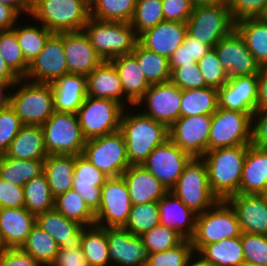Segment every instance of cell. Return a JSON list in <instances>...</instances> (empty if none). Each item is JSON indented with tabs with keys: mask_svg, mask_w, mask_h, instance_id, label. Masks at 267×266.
I'll use <instances>...</instances> for the list:
<instances>
[{
	"mask_svg": "<svg viewBox=\"0 0 267 266\" xmlns=\"http://www.w3.org/2000/svg\"><path fill=\"white\" fill-rule=\"evenodd\" d=\"M248 146L208 150L201 157L206 164L210 189L219 200H227L239 193Z\"/></svg>",
	"mask_w": 267,
	"mask_h": 266,
	"instance_id": "cell-1",
	"label": "cell"
},
{
	"mask_svg": "<svg viewBox=\"0 0 267 266\" xmlns=\"http://www.w3.org/2000/svg\"><path fill=\"white\" fill-rule=\"evenodd\" d=\"M119 131L123 134L130 165H141L149 154L169 139L168 127L142 112L124 109Z\"/></svg>",
	"mask_w": 267,
	"mask_h": 266,
	"instance_id": "cell-2",
	"label": "cell"
},
{
	"mask_svg": "<svg viewBox=\"0 0 267 266\" xmlns=\"http://www.w3.org/2000/svg\"><path fill=\"white\" fill-rule=\"evenodd\" d=\"M13 86L17 89L9 92L10 107L22 124L42 126L55 112L51 84L20 78Z\"/></svg>",
	"mask_w": 267,
	"mask_h": 266,
	"instance_id": "cell-3",
	"label": "cell"
},
{
	"mask_svg": "<svg viewBox=\"0 0 267 266\" xmlns=\"http://www.w3.org/2000/svg\"><path fill=\"white\" fill-rule=\"evenodd\" d=\"M83 31L103 61L133 52L138 36L130 23L102 21L90 17Z\"/></svg>",
	"mask_w": 267,
	"mask_h": 266,
	"instance_id": "cell-4",
	"label": "cell"
},
{
	"mask_svg": "<svg viewBox=\"0 0 267 266\" xmlns=\"http://www.w3.org/2000/svg\"><path fill=\"white\" fill-rule=\"evenodd\" d=\"M30 16L52 33L83 30L90 18L88 0H38Z\"/></svg>",
	"mask_w": 267,
	"mask_h": 266,
	"instance_id": "cell-5",
	"label": "cell"
},
{
	"mask_svg": "<svg viewBox=\"0 0 267 266\" xmlns=\"http://www.w3.org/2000/svg\"><path fill=\"white\" fill-rule=\"evenodd\" d=\"M237 214L227 200H218L196 217L195 232L190 239L196 254L203 246L241 236Z\"/></svg>",
	"mask_w": 267,
	"mask_h": 266,
	"instance_id": "cell-6",
	"label": "cell"
},
{
	"mask_svg": "<svg viewBox=\"0 0 267 266\" xmlns=\"http://www.w3.org/2000/svg\"><path fill=\"white\" fill-rule=\"evenodd\" d=\"M187 34L213 48L235 29L227 1L194 6L186 22Z\"/></svg>",
	"mask_w": 267,
	"mask_h": 266,
	"instance_id": "cell-7",
	"label": "cell"
},
{
	"mask_svg": "<svg viewBox=\"0 0 267 266\" xmlns=\"http://www.w3.org/2000/svg\"><path fill=\"white\" fill-rule=\"evenodd\" d=\"M170 191L197 215L219 200L210 189L206 164L201 157L190 159Z\"/></svg>",
	"mask_w": 267,
	"mask_h": 266,
	"instance_id": "cell-8",
	"label": "cell"
},
{
	"mask_svg": "<svg viewBox=\"0 0 267 266\" xmlns=\"http://www.w3.org/2000/svg\"><path fill=\"white\" fill-rule=\"evenodd\" d=\"M48 155H81L86 139L75 113L54 112L42 125Z\"/></svg>",
	"mask_w": 267,
	"mask_h": 266,
	"instance_id": "cell-9",
	"label": "cell"
},
{
	"mask_svg": "<svg viewBox=\"0 0 267 266\" xmlns=\"http://www.w3.org/2000/svg\"><path fill=\"white\" fill-rule=\"evenodd\" d=\"M124 107L111 99L86 96L76 112L86 140L119 131Z\"/></svg>",
	"mask_w": 267,
	"mask_h": 266,
	"instance_id": "cell-10",
	"label": "cell"
},
{
	"mask_svg": "<svg viewBox=\"0 0 267 266\" xmlns=\"http://www.w3.org/2000/svg\"><path fill=\"white\" fill-rule=\"evenodd\" d=\"M82 155L107 177H120L131 165L120 131L86 140Z\"/></svg>",
	"mask_w": 267,
	"mask_h": 266,
	"instance_id": "cell-11",
	"label": "cell"
},
{
	"mask_svg": "<svg viewBox=\"0 0 267 266\" xmlns=\"http://www.w3.org/2000/svg\"><path fill=\"white\" fill-rule=\"evenodd\" d=\"M252 115L218 107L212 115L208 150L250 145Z\"/></svg>",
	"mask_w": 267,
	"mask_h": 266,
	"instance_id": "cell-12",
	"label": "cell"
},
{
	"mask_svg": "<svg viewBox=\"0 0 267 266\" xmlns=\"http://www.w3.org/2000/svg\"><path fill=\"white\" fill-rule=\"evenodd\" d=\"M101 193L100 208L95 213V225L102 228L124 227L132 207L124 178H108L101 188Z\"/></svg>",
	"mask_w": 267,
	"mask_h": 266,
	"instance_id": "cell-13",
	"label": "cell"
},
{
	"mask_svg": "<svg viewBox=\"0 0 267 266\" xmlns=\"http://www.w3.org/2000/svg\"><path fill=\"white\" fill-rule=\"evenodd\" d=\"M192 157L170 139L157 146L141 164L170 191Z\"/></svg>",
	"mask_w": 267,
	"mask_h": 266,
	"instance_id": "cell-14",
	"label": "cell"
},
{
	"mask_svg": "<svg viewBox=\"0 0 267 266\" xmlns=\"http://www.w3.org/2000/svg\"><path fill=\"white\" fill-rule=\"evenodd\" d=\"M212 115L180 117L169 128V139L191 157H202L208 151Z\"/></svg>",
	"mask_w": 267,
	"mask_h": 266,
	"instance_id": "cell-15",
	"label": "cell"
},
{
	"mask_svg": "<svg viewBox=\"0 0 267 266\" xmlns=\"http://www.w3.org/2000/svg\"><path fill=\"white\" fill-rule=\"evenodd\" d=\"M213 48L228 78L258 75L261 67L236 29L224 36Z\"/></svg>",
	"mask_w": 267,
	"mask_h": 266,
	"instance_id": "cell-16",
	"label": "cell"
},
{
	"mask_svg": "<svg viewBox=\"0 0 267 266\" xmlns=\"http://www.w3.org/2000/svg\"><path fill=\"white\" fill-rule=\"evenodd\" d=\"M182 91L171 81L151 84L136 105H141L145 101L146 110H142V113L169 128L180 118Z\"/></svg>",
	"mask_w": 267,
	"mask_h": 266,
	"instance_id": "cell-17",
	"label": "cell"
},
{
	"mask_svg": "<svg viewBox=\"0 0 267 266\" xmlns=\"http://www.w3.org/2000/svg\"><path fill=\"white\" fill-rule=\"evenodd\" d=\"M65 74H68V67L64 53L62 33H52L48 37L42 51L29 64L25 79L51 84Z\"/></svg>",
	"mask_w": 267,
	"mask_h": 266,
	"instance_id": "cell-18",
	"label": "cell"
},
{
	"mask_svg": "<svg viewBox=\"0 0 267 266\" xmlns=\"http://www.w3.org/2000/svg\"><path fill=\"white\" fill-rule=\"evenodd\" d=\"M106 235L110 262L113 266H138L148 262L150 253L144 247L140 236L133 235L123 227L106 228Z\"/></svg>",
	"mask_w": 267,
	"mask_h": 266,
	"instance_id": "cell-19",
	"label": "cell"
},
{
	"mask_svg": "<svg viewBox=\"0 0 267 266\" xmlns=\"http://www.w3.org/2000/svg\"><path fill=\"white\" fill-rule=\"evenodd\" d=\"M258 75L236 76L218 89L219 107L253 114L257 110Z\"/></svg>",
	"mask_w": 267,
	"mask_h": 266,
	"instance_id": "cell-20",
	"label": "cell"
},
{
	"mask_svg": "<svg viewBox=\"0 0 267 266\" xmlns=\"http://www.w3.org/2000/svg\"><path fill=\"white\" fill-rule=\"evenodd\" d=\"M62 38L68 73L88 76L103 62L83 30L63 32Z\"/></svg>",
	"mask_w": 267,
	"mask_h": 266,
	"instance_id": "cell-21",
	"label": "cell"
},
{
	"mask_svg": "<svg viewBox=\"0 0 267 266\" xmlns=\"http://www.w3.org/2000/svg\"><path fill=\"white\" fill-rule=\"evenodd\" d=\"M235 210L242 233L267 236V197L265 194H235L227 199Z\"/></svg>",
	"mask_w": 267,
	"mask_h": 266,
	"instance_id": "cell-22",
	"label": "cell"
},
{
	"mask_svg": "<svg viewBox=\"0 0 267 266\" xmlns=\"http://www.w3.org/2000/svg\"><path fill=\"white\" fill-rule=\"evenodd\" d=\"M108 178L82 154L76 155L72 190L80 195L94 213L100 208L101 188Z\"/></svg>",
	"mask_w": 267,
	"mask_h": 266,
	"instance_id": "cell-23",
	"label": "cell"
},
{
	"mask_svg": "<svg viewBox=\"0 0 267 266\" xmlns=\"http://www.w3.org/2000/svg\"><path fill=\"white\" fill-rule=\"evenodd\" d=\"M187 34L186 23L162 21L138 36V43L145 49L168 59L183 44Z\"/></svg>",
	"mask_w": 267,
	"mask_h": 266,
	"instance_id": "cell-24",
	"label": "cell"
},
{
	"mask_svg": "<svg viewBox=\"0 0 267 266\" xmlns=\"http://www.w3.org/2000/svg\"><path fill=\"white\" fill-rule=\"evenodd\" d=\"M36 225V216L24 207L0 208V248H20Z\"/></svg>",
	"mask_w": 267,
	"mask_h": 266,
	"instance_id": "cell-25",
	"label": "cell"
},
{
	"mask_svg": "<svg viewBox=\"0 0 267 266\" xmlns=\"http://www.w3.org/2000/svg\"><path fill=\"white\" fill-rule=\"evenodd\" d=\"M36 225L56 241L59 249H73L81 246L83 226L69 220L55 208L37 215Z\"/></svg>",
	"mask_w": 267,
	"mask_h": 266,
	"instance_id": "cell-26",
	"label": "cell"
},
{
	"mask_svg": "<svg viewBox=\"0 0 267 266\" xmlns=\"http://www.w3.org/2000/svg\"><path fill=\"white\" fill-rule=\"evenodd\" d=\"M121 176L127 184L132 205L158 202L168 192L142 165H131Z\"/></svg>",
	"mask_w": 267,
	"mask_h": 266,
	"instance_id": "cell-27",
	"label": "cell"
},
{
	"mask_svg": "<svg viewBox=\"0 0 267 266\" xmlns=\"http://www.w3.org/2000/svg\"><path fill=\"white\" fill-rule=\"evenodd\" d=\"M160 224L177 231L185 239H191L195 232L196 217L182 201L168 191L158 202Z\"/></svg>",
	"mask_w": 267,
	"mask_h": 266,
	"instance_id": "cell-28",
	"label": "cell"
},
{
	"mask_svg": "<svg viewBox=\"0 0 267 266\" xmlns=\"http://www.w3.org/2000/svg\"><path fill=\"white\" fill-rule=\"evenodd\" d=\"M51 86L54 110L76 114L87 96V76L68 73L57 78Z\"/></svg>",
	"mask_w": 267,
	"mask_h": 266,
	"instance_id": "cell-29",
	"label": "cell"
},
{
	"mask_svg": "<svg viewBox=\"0 0 267 266\" xmlns=\"http://www.w3.org/2000/svg\"><path fill=\"white\" fill-rule=\"evenodd\" d=\"M267 191V149L248 146L239 193L265 194Z\"/></svg>",
	"mask_w": 267,
	"mask_h": 266,
	"instance_id": "cell-30",
	"label": "cell"
},
{
	"mask_svg": "<svg viewBox=\"0 0 267 266\" xmlns=\"http://www.w3.org/2000/svg\"><path fill=\"white\" fill-rule=\"evenodd\" d=\"M87 95L114 100L125 108L122 82L110 61H103L87 76Z\"/></svg>",
	"mask_w": 267,
	"mask_h": 266,
	"instance_id": "cell-31",
	"label": "cell"
},
{
	"mask_svg": "<svg viewBox=\"0 0 267 266\" xmlns=\"http://www.w3.org/2000/svg\"><path fill=\"white\" fill-rule=\"evenodd\" d=\"M121 79L127 103L136 106L150 88L141 68L132 54L117 56L110 60Z\"/></svg>",
	"mask_w": 267,
	"mask_h": 266,
	"instance_id": "cell-32",
	"label": "cell"
},
{
	"mask_svg": "<svg viewBox=\"0 0 267 266\" xmlns=\"http://www.w3.org/2000/svg\"><path fill=\"white\" fill-rule=\"evenodd\" d=\"M4 154L21 160H45L48 154L44 146L42 126L23 125Z\"/></svg>",
	"mask_w": 267,
	"mask_h": 266,
	"instance_id": "cell-33",
	"label": "cell"
},
{
	"mask_svg": "<svg viewBox=\"0 0 267 266\" xmlns=\"http://www.w3.org/2000/svg\"><path fill=\"white\" fill-rule=\"evenodd\" d=\"M76 156L48 155L44 161L51 194L54 198L72 189Z\"/></svg>",
	"mask_w": 267,
	"mask_h": 266,
	"instance_id": "cell-34",
	"label": "cell"
},
{
	"mask_svg": "<svg viewBox=\"0 0 267 266\" xmlns=\"http://www.w3.org/2000/svg\"><path fill=\"white\" fill-rule=\"evenodd\" d=\"M235 29L260 67L267 66V20L262 17L245 18L235 22Z\"/></svg>",
	"mask_w": 267,
	"mask_h": 266,
	"instance_id": "cell-35",
	"label": "cell"
},
{
	"mask_svg": "<svg viewBox=\"0 0 267 266\" xmlns=\"http://www.w3.org/2000/svg\"><path fill=\"white\" fill-rule=\"evenodd\" d=\"M196 254L213 266H238L245 262L240 236L205 245Z\"/></svg>",
	"mask_w": 267,
	"mask_h": 266,
	"instance_id": "cell-36",
	"label": "cell"
},
{
	"mask_svg": "<svg viewBox=\"0 0 267 266\" xmlns=\"http://www.w3.org/2000/svg\"><path fill=\"white\" fill-rule=\"evenodd\" d=\"M219 107L218 89L203 87L182 91L180 117L213 115Z\"/></svg>",
	"mask_w": 267,
	"mask_h": 266,
	"instance_id": "cell-37",
	"label": "cell"
},
{
	"mask_svg": "<svg viewBox=\"0 0 267 266\" xmlns=\"http://www.w3.org/2000/svg\"><path fill=\"white\" fill-rule=\"evenodd\" d=\"M45 160H21L0 155V178L18 186H24L44 172Z\"/></svg>",
	"mask_w": 267,
	"mask_h": 266,
	"instance_id": "cell-38",
	"label": "cell"
},
{
	"mask_svg": "<svg viewBox=\"0 0 267 266\" xmlns=\"http://www.w3.org/2000/svg\"><path fill=\"white\" fill-rule=\"evenodd\" d=\"M106 228L83 227L81 249L90 266H110Z\"/></svg>",
	"mask_w": 267,
	"mask_h": 266,
	"instance_id": "cell-39",
	"label": "cell"
},
{
	"mask_svg": "<svg viewBox=\"0 0 267 266\" xmlns=\"http://www.w3.org/2000/svg\"><path fill=\"white\" fill-rule=\"evenodd\" d=\"M131 54L136 58L141 71L150 85L170 81L171 71L167 57L149 51L139 43L136 44Z\"/></svg>",
	"mask_w": 267,
	"mask_h": 266,
	"instance_id": "cell-40",
	"label": "cell"
},
{
	"mask_svg": "<svg viewBox=\"0 0 267 266\" xmlns=\"http://www.w3.org/2000/svg\"><path fill=\"white\" fill-rule=\"evenodd\" d=\"M23 188L24 208L31 214L37 216L54 208L55 198L44 172L28 181Z\"/></svg>",
	"mask_w": 267,
	"mask_h": 266,
	"instance_id": "cell-41",
	"label": "cell"
},
{
	"mask_svg": "<svg viewBox=\"0 0 267 266\" xmlns=\"http://www.w3.org/2000/svg\"><path fill=\"white\" fill-rule=\"evenodd\" d=\"M90 17L113 22L130 23L136 0H88Z\"/></svg>",
	"mask_w": 267,
	"mask_h": 266,
	"instance_id": "cell-42",
	"label": "cell"
},
{
	"mask_svg": "<svg viewBox=\"0 0 267 266\" xmlns=\"http://www.w3.org/2000/svg\"><path fill=\"white\" fill-rule=\"evenodd\" d=\"M54 208L69 220L83 227L95 225V213L87 206L80 195L72 189L55 198Z\"/></svg>",
	"mask_w": 267,
	"mask_h": 266,
	"instance_id": "cell-43",
	"label": "cell"
},
{
	"mask_svg": "<svg viewBox=\"0 0 267 266\" xmlns=\"http://www.w3.org/2000/svg\"><path fill=\"white\" fill-rule=\"evenodd\" d=\"M20 248L42 266H50L55 260L59 246L47 232L35 225Z\"/></svg>",
	"mask_w": 267,
	"mask_h": 266,
	"instance_id": "cell-44",
	"label": "cell"
},
{
	"mask_svg": "<svg viewBox=\"0 0 267 266\" xmlns=\"http://www.w3.org/2000/svg\"><path fill=\"white\" fill-rule=\"evenodd\" d=\"M14 26L12 30L16 33L18 44L21 47L25 61L30 64L42 51L48 37L52 34L50 30L40 24Z\"/></svg>",
	"mask_w": 267,
	"mask_h": 266,
	"instance_id": "cell-45",
	"label": "cell"
},
{
	"mask_svg": "<svg viewBox=\"0 0 267 266\" xmlns=\"http://www.w3.org/2000/svg\"><path fill=\"white\" fill-rule=\"evenodd\" d=\"M160 224V212L157 202L132 205L128 220L123 227L136 236Z\"/></svg>",
	"mask_w": 267,
	"mask_h": 266,
	"instance_id": "cell-46",
	"label": "cell"
},
{
	"mask_svg": "<svg viewBox=\"0 0 267 266\" xmlns=\"http://www.w3.org/2000/svg\"><path fill=\"white\" fill-rule=\"evenodd\" d=\"M0 55L19 78H25L29 64L25 61L16 33L12 29L0 31Z\"/></svg>",
	"mask_w": 267,
	"mask_h": 266,
	"instance_id": "cell-47",
	"label": "cell"
},
{
	"mask_svg": "<svg viewBox=\"0 0 267 266\" xmlns=\"http://www.w3.org/2000/svg\"><path fill=\"white\" fill-rule=\"evenodd\" d=\"M162 21H164V14L161 0H136L130 24L137 36Z\"/></svg>",
	"mask_w": 267,
	"mask_h": 266,
	"instance_id": "cell-48",
	"label": "cell"
},
{
	"mask_svg": "<svg viewBox=\"0 0 267 266\" xmlns=\"http://www.w3.org/2000/svg\"><path fill=\"white\" fill-rule=\"evenodd\" d=\"M140 237L149 253H158L172 249L185 240L177 231L161 224L146 231Z\"/></svg>",
	"mask_w": 267,
	"mask_h": 266,
	"instance_id": "cell-49",
	"label": "cell"
},
{
	"mask_svg": "<svg viewBox=\"0 0 267 266\" xmlns=\"http://www.w3.org/2000/svg\"><path fill=\"white\" fill-rule=\"evenodd\" d=\"M197 64L207 87L220 89L228 82V75L222 68L214 48L198 60Z\"/></svg>",
	"mask_w": 267,
	"mask_h": 266,
	"instance_id": "cell-50",
	"label": "cell"
},
{
	"mask_svg": "<svg viewBox=\"0 0 267 266\" xmlns=\"http://www.w3.org/2000/svg\"><path fill=\"white\" fill-rule=\"evenodd\" d=\"M193 254L191 241L185 239L172 249L150 253L148 262L152 266H185Z\"/></svg>",
	"mask_w": 267,
	"mask_h": 266,
	"instance_id": "cell-51",
	"label": "cell"
},
{
	"mask_svg": "<svg viewBox=\"0 0 267 266\" xmlns=\"http://www.w3.org/2000/svg\"><path fill=\"white\" fill-rule=\"evenodd\" d=\"M240 239L245 262L267 266V236L242 233Z\"/></svg>",
	"mask_w": 267,
	"mask_h": 266,
	"instance_id": "cell-52",
	"label": "cell"
},
{
	"mask_svg": "<svg viewBox=\"0 0 267 266\" xmlns=\"http://www.w3.org/2000/svg\"><path fill=\"white\" fill-rule=\"evenodd\" d=\"M22 126L20 118L10 105L0 109V155L8 150Z\"/></svg>",
	"mask_w": 267,
	"mask_h": 266,
	"instance_id": "cell-53",
	"label": "cell"
},
{
	"mask_svg": "<svg viewBox=\"0 0 267 266\" xmlns=\"http://www.w3.org/2000/svg\"><path fill=\"white\" fill-rule=\"evenodd\" d=\"M170 81L182 90L207 87L197 63L183 65L171 72Z\"/></svg>",
	"mask_w": 267,
	"mask_h": 266,
	"instance_id": "cell-54",
	"label": "cell"
},
{
	"mask_svg": "<svg viewBox=\"0 0 267 266\" xmlns=\"http://www.w3.org/2000/svg\"><path fill=\"white\" fill-rule=\"evenodd\" d=\"M235 22L245 18L262 17L267 9V0H226Z\"/></svg>",
	"mask_w": 267,
	"mask_h": 266,
	"instance_id": "cell-55",
	"label": "cell"
},
{
	"mask_svg": "<svg viewBox=\"0 0 267 266\" xmlns=\"http://www.w3.org/2000/svg\"><path fill=\"white\" fill-rule=\"evenodd\" d=\"M165 21L186 23L194 5L191 0H161Z\"/></svg>",
	"mask_w": 267,
	"mask_h": 266,
	"instance_id": "cell-56",
	"label": "cell"
},
{
	"mask_svg": "<svg viewBox=\"0 0 267 266\" xmlns=\"http://www.w3.org/2000/svg\"><path fill=\"white\" fill-rule=\"evenodd\" d=\"M24 188L0 178V208L24 207Z\"/></svg>",
	"mask_w": 267,
	"mask_h": 266,
	"instance_id": "cell-57",
	"label": "cell"
},
{
	"mask_svg": "<svg viewBox=\"0 0 267 266\" xmlns=\"http://www.w3.org/2000/svg\"><path fill=\"white\" fill-rule=\"evenodd\" d=\"M0 266H42L21 248H0Z\"/></svg>",
	"mask_w": 267,
	"mask_h": 266,
	"instance_id": "cell-58",
	"label": "cell"
},
{
	"mask_svg": "<svg viewBox=\"0 0 267 266\" xmlns=\"http://www.w3.org/2000/svg\"><path fill=\"white\" fill-rule=\"evenodd\" d=\"M252 125L251 144L267 149V109L254 111Z\"/></svg>",
	"mask_w": 267,
	"mask_h": 266,
	"instance_id": "cell-59",
	"label": "cell"
},
{
	"mask_svg": "<svg viewBox=\"0 0 267 266\" xmlns=\"http://www.w3.org/2000/svg\"><path fill=\"white\" fill-rule=\"evenodd\" d=\"M50 266H90L81 247L58 249Z\"/></svg>",
	"mask_w": 267,
	"mask_h": 266,
	"instance_id": "cell-60",
	"label": "cell"
},
{
	"mask_svg": "<svg viewBox=\"0 0 267 266\" xmlns=\"http://www.w3.org/2000/svg\"><path fill=\"white\" fill-rule=\"evenodd\" d=\"M168 61L171 72L177 67L197 63V61L191 57V54L189 52V44H181L178 49L173 52Z\"/></svg>",
	"mask_w": 267,
	"mask_h": 266,
	"instance_id": "cell-61",
	"label": "cell"
},
{
	"mask_svg": "<svg viewBox=\"0 0 267 266\" xmlns=\"http://www.w3.org/2000/svg\"><path fill=\"white\" fill-rule=\"evenodd\" d=\"M20 16L13 7L0 3V31L12 29Z\"/></svg>",
	"mask_w": 267,
	"mask_h": 266,
	"instance_id": "cell-62",
	"label": "cell"
},
{
	"mask_svg": "<svg viewBox=\"0 0 267 266\" xmlns=\"http://www.w3.org/2000/svg\"><path fill=\"white\" fill-rule=\"evenodd\" d=\"M267 109V66L258 73L257 110Z\"/></svg>",
	"mask_w": 267,
	"mask_h": 266,
	"instance_id": "cell-63",
	"label": "cell"
},
{
	"mask_svg": "<svg viewBox=\"0 0 267 266\" xmlns=\"http://www.w3.org/2000/svg\"><path fill=\"white\" fill-rule=\"evenodd\" d=\"M183 44H189V52L191 57L196 61L200 60L211 49L210 46L199 42L188 34H186Z\"/></svg>",
	"mask_w": 267,
	"mask_h": 266,
	"instance_id": "cell-64",
	"label": "cell"
},
{
	"mask_svg": "<svg viewBox=\"0 0 267 266\" xmlns=\"http://www.w3.org/2000/svg\"><path fill=\"white\" fill-rule=\"evenodd\" d=\"M0 3L13 7L20 15L25 12L29 16L31 13L32 6L30 0H0Z\"/></svg>",
	"mask_w": 267,
	"mask_h": 266,
	"instance_id": "cell-65",
	"label": "cell"
},
{
	"mask_svg": "<svg viewBox=\"0 0 267 266\" xmlns=\"http://www.w3.org/2000/svg\"><path fill=\"white\" fill-rule=\"evenodd\" d=\"M19 80L20 78L9 68L0 55V81H8L15 84Z\"/></svg>",
	"mask_w": 267,
	"mask_h": 266,
	"instance_id": "cell-66",
	"label": "cell"
},
{
	"mask_svg": "<svg viewBox=\"0 0 267 266\" xmlns=\"http://www.w3.org/2000/svg\"><path fill=\"white\" fill-rule=\"evenodd\" d=\"M13 85V83L8 81H0V109L10 105L11 94L6 93V90H8V88H12Z\"/></svg>",
	"mask_w": 267,
	"mask_h": 266,
	"instance_id": "cell-67",
	"label": "cell"
},
{
	"mask_svg": "<svg viewBox=\"0 0 267 266\" xmlns=\"http://www.w3.org/2000/svg\"><path fill=\"white\" fill-rule=\"evenodd\" d=\"M195 254L191 256L185 266H213L209 262L204 261L201 257H195ZM195 258V259H193ZM194 261V262H193Z\"/></svg>",
	"mask_w": 267,
	"mask_h": 266,
	"instance_id": "cell-68",
	"label": "cell"
},
{
	"mask_svg": "<svg viewBox=\"0 0 267 266\" xmlns=\"http://www.w3.org/2000/svg\"><path fill=\"white\" fill-rule=\"evenodd\" d=\"M194 6L221 3L226 0H191Z\"/></svg>",
	"mask_w": 267,
	"mask_h": 266,
	"instance_id": "cell-69",
	"label": "cell"
},
{
	"mask_svg": "<svg viewBox=\"0 0 267 266\" xmlns=\"http://www.w3.org/2000/svg\"><path fill=\"white\" fill-rule=\"evenodd\" d=\"M238 266H257V265H254V264H251V263H248V262H242L240 265Z\"/></svg>",
	"mask_w": 267,
	"mask_h": 266,
	"instance_id": "cell-70",
	"label": "cell"
},
{
	"mask_svg": "<svg viewBox=\"0 0 267 266\" xmlns=\"http://www.w3.org/2000/svg\"><path fill=\"white\" fill-rule=\"evenodd\" d=\"M138 266H152L149 262H143L139 264Z\"/></svg>",
	"mask_w": 267,
	"mask_h": 266,
	"instance_id": "cell-71",
	"label": "cell"
},
{
	"mask_svg": "<svg viewBox=\"0 0 267 266\" xmlns=\"http://www.w3.org/2000/svg\"><path fill=\"white\" fill-rule=\"evenodd\" d=\"M262 18L267 20V9H266L265 13L263 14Z\"/></svg>",
	"mask_w": 267,
	"mask_h": 266,
	"instance_id": "cell-72",
	"label": "cell"
},
{
	"mask_svg": "<svg viewBox=\"0 0 267 266\" xmlns=\"http://www.w3.org/2000/svg\"><path fill=\"white\" fill-rule=\"evenodd\" d=\"M38 0H30L31 6H33Z\"/></svg>",
	"mask_w": 267,
	"mask_h": 266,
	"instance_id": "cell-73",
	"label": "cell"
}]
</instances>
